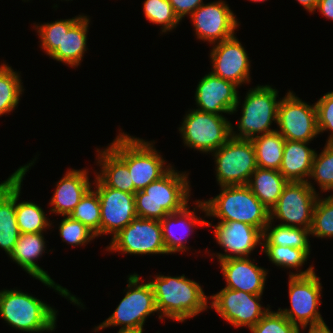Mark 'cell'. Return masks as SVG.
<instances>
[{"label":"cell","instance_id":"obj_1","mask_svg":"<svg viewBox=\"0 0 333 333\" xmlns=\"http://www.w3.org/2000/svg\"><path fill=\"white\" fill-rule=\"evenodd\" d=\"M155 297L159 319L165 317L178 322L197 316L208 306L202 286L194 280L182 276L157 275L149 281ZM164 316V317H163Z\"/></svg>","mask_w":333,"mask_h":333},{"label":"cell","instance_id":"obj_5","mask_svg":"<svg viewBox=\"0 0 333 333\" xmlns=\"http://www.w3.org/2000/svg\"><path fill=\"white\" fill-rule=\"evenodd\" d=\"M57 312L47 303L21 290L0 291V317L19 331H54Z\"/></svg>","mask_w":333,"mask_h":333},{"label":"cell","instance_id":"obj_35","mask_svg":"<svg viewBox=\"0 0 333 333\" xmlns=\"http://www.w3.org/2000/svg\"><path fill=\"white\" fill-rule=\"evenodd\" d=\"M143 11L149 22L162 26L163 33L172 31L181 21L175 14L169 0H145Z\"/></svg>","mask_w":333,"mask_h":333},{"label":"cell","instance_id":"obj_16","mask_svg":"<svg viewBox=\"0 0 333 333\" xmlns=\"http://www.w3.org/2000/svg\"><path fill=\"white\" fill-rule=\"evenodd\" d=\"M195 35L210 44L220 43L234 36L239 26L236 15L225 1L202 4L191 15Z\"/></svg>","mask_w":333,"mask_h":333},{"label":"cell","instance_id":"obj_46","mask_svg":"<svg viewBox=\"0 0 333 333\" xmlns=\"http://www.w3.org/2000/svg\"><path fill=\"white\" fill-rule=\"evenodd\" d=\"M117 333H143L140 331H118Z\"/></svg>","mask_w":333,"mask_h":333},{"label":"cell","instance_id":"obj_14","mask_svg":"<svg viewBox=\"0 0 333 333\" xmlns=\"http://www.w3.org/2000/svg\"><path fill=\"white\" fill-rule=\"evenodd\" d=\"M262 294L253 295L242 290L222 288L211 295V309H214L226 322L234 327L251 329L269 311V307L261 306Z\"/></svg>","mask_w":333,"mask_h":333},{"label":"cell","instance_id":"obj_22","mask_svg":"<svg viewBox=\"0 0 333 333\" xmlns=\"http://www.w3.org/2000/svg\"><path fill=\"white\" fill-rule=\"evenodd\" d=\"M247 258H230L219 261L226 286L232 290L258 295L263 294L267 270Z\"/></svg>","mask_w":333,"mask_h":333},{"label":"cell","instance_id":"obj_9","mask_svg":"<svg viewBox=\"0 0 333 333\" xmlns=\"http://www.w3.org/2000/svg\"><path fill=\"white\" fill-rule=\"evenodd\" d=\"M231 125L224 115L190 109L178 129L185 146L212 153L232 137Z\"/></svg>","mask_w":333,"mask_h":333},{"label":"cell","instance_id":"obj_6","mask_svg":"<svg viewBox=\"0 0 333 333\" xmlns=\"http://www.w3.org/2000/svg\"><path fill=\"white\" fill-rule=\"evenodd\" d=\"M298 272L289 274L290 309L279 308L278 311L292 324L305 330L310 324L324 321L318 309L322 303L320 302L322 285L313 265Z\"/></svg>","mask_w":333,"mask_h":333},{"label":"cell","instance_id":"obj_29","mask_svg":"<svg viewBox=\"0 0 333 333\" xmlns=\"http://www.w3.org/2000/svg\"><path fill=\"white\" fill-rule=\"evenodd\" d=\"M288 181L278 171L257 167L247 186L269 210L277 203Z\"/></svg>","mask_w":333,"mask_h":333},{"label":"cell","instance_id":"obj_17","mask_svg":"<svg viewBox=\"0 0 333 333\" xmlns=\"http://www.w3.org/2000/svg\"><path fill=\"white\" fill-rule=\"evenodd\" d=\"M45 241L43 232L40 233H21L13 251L9 255L10 259L16 262L22 269H24L29 275L38 279L45 286L52 287L55 292L60 293L63 297L73 302L75 305L83 307V303L72 295L68 289L63 288L61 285L55 283L48 275L47 271H44L35 260L45 253ZM81 304V305H80Z\"/></svg>","mask_w":333,"mask_h":333},{"label":"cell","instance_id":"obj_3","mask_svg":"<svg viewBox=\"0 0 333 333\" xmlns=\"http://www.w3.org/2000/svg\"><path fill=\"white\" fill-rule=\"evenodd\" d=\"M118 134L108 147L128 166L136 191L143 190L172 168L165 167L166 162L154 147V141L146 142L124 132Z\"/></svg>","mask_w":333,"mask_h":333},{"label":"cell","instance_id":"obj_2","mask_svg":"<svg viewBox=\"0 0 333 333\" xmlns=\"http://www.w3.org/2000/svg\"><path fill=\"white\" fill-rule=\"evenodd\" d=\"M174 167L135 196L137 217L161 221L167 214L183 210L189 202L190 184L186 172Z\"/></svg>","mask_w":333,"mask_h":333},{"label":"cell","instance_id":"obj_18","mask_svg":"<svg viewBox=\"0 0 333 333\" xmlns=\"http://www.w3.org/2000/svg\"><path fill=\"white\" fill-rule=\"evenodd\" d=\"M215 45V46H214ZM210 52L212 73L238 87L250 82V59L241 42L233 37L214 44Z\"/></svg>","mask_w":333,"mask_h":333},{"label":"cell","instance_id":"obj_31","mask_svg":"<svg viewBox=\"0 0 333 333\" xmlns=\"http://www.w3.org/2000/svg\"><path fill=\"white\" fill-rule=\"evenodd\" d=\"M272 221L266 225L263 232L262 245H278L299 249H310V230L301 227H290L283 225L272 226Z\"/></svg>","mask_w":333,"mask_h":333},{"label":"cell","instance_id":"obj_11","mask_svg":"<svg viewBox=\"0 0 333 333\" xmlns=\"http://www.w3.org/2000/svg\"><path fill=\"white\" fill-rule=\"evenodd\" d=\"M318 195L311 181L288 182L270 209V221L277 218L281 220L280 225L310 230Z\"/></svg>","mask_w":333,"mask_h":333},{"label":"cell","instance_id":"obj_42","mask_svg":"<svg viewBox=\"0 0 333 333\" xmlns=\"http://www.w3.org/2000/svg\"><path fill=\"white\" fill-rule=\"evenodd\" d=\"M175 14L182 20L186 15H191L203 4V0H169Z\"/></svg>","mask_w":333,"mask_h":333},{"label":"cell","instance_id":"obj_30","mask_svg":"<svg viewBox=\"0 0 333 333\" xmlns=\"http://www.w3.org/2000/svg\"><path fill=\"white\" fill-rule=\"evenodd\" d=\"M259 168L278 170L280 168L285 138L276 130L251 139Z\"/></svg>","mask_w":333,"mask_h":333},{"label":"cell","instance_id":"obj_47","mask_svg":"<svg viewBox=\"0 0 333 333\" xmlns=\"http://www.w3.org/2000/svg\"><path fill=\"white\" fill-rule=\"evenodd\" d=\"M250 1H252V2H264L266 0H250Z\"/></svg>","mask_w":333,"mask_h":333},{"label":"cell","instance_id":"obj_33","mask_svg":"<svg viewBox=\"0 0 333 333\" xmlns=\"http://www.w3.org/2000/svg\"><path fill=\"white\" fill-rule=\"evenodd\" d=\"M101 206L97 191L91 188L81 198L75 209L69 214L89 228L96 237L100 236Z\"/></svg>","mask_w":333,"mask_h":333},{"label":"cell","instance_id":"obj_38","mask_svg":"<svg viewBox=\"0 0 333 333\" xmlns=\"http://www.w3.org/2000/svg\"><path fill=\"white\" fill-rule=\"evenodd\" d=\"M58 229L62 240L72 247L83 246L96 238L89 228L69 216H63Z\"/></svg>","mask_w":333,"mask_h":333},{"label":"cell","instance_id":"obj_13","mask_svg":"<svg viewBox=\"0 0 333 333\" xmlns=\"http://www.w3.org/2000/svg\"><path fill=\"white\" fill-rule=\"evenodd\" d=\"M276 124L285 140L311 142L319 135L315 104H307L290 90L280 98Z\"/></svg>","mask_w":333,"mask_h":333},{"label":"cell","instance_id":"obj_28","mask_svg":"<svg viewBox=\"0 0 333 333\" xmlns=\"http://www.w3.org/2000/svg\"><path fill=\"white\" fill-rule=\"evenodd\" d=\"M97 165L101 170L96 176L107 186L123 192L135 194L137 191L131 182L128 166L109 148H97Z\"/></svg>","mask_w":333,"mask_h":333},{"label":"cell","instance_id":"obj_41","mask_svg":"<svg viewBox=\"0 0 333 333\" xmlns=\"http://www.w3.org/2000/svg\"><path fill=\"white\" fill-rule=\"evenodd\" d=\"M319 134L330 131L326 142L333 143V91L325 93L316 103Z\"/></svg>","mask_w":333,"mask_h":333},{"label":"cell","instance_id":"obj_4","mask_svg":"<svg viewBox=\"0 0 333 333\" xmlns=\"http://www.w3.org/2000/svg\"><path fill=\"white\" fill-rule=\"evenodd\" d=\"M219 195L204 200L207 216L220 221H239L264 232L270 220V210L247 185L221 186Z\"/></svg>","mask_w":333,"mask_h":333},{"label":"cell","instance_id":"obj_36","mask_svg":"<svg viewBox=\"0 0 333 333\" xmlns=\"http://www.w3.org/2000/svg\"><path fill=\"white\" fill-rule=\"evenodd\" d=\"M318 197L314 211L310 234L318 238L333 237V194L326 198Z\"/></svg>","mask_w":333,"mask_h":333},{"label":"cell","instance_id":"obj_27","mask_svg":"<svg viewBox=\"0 0 333 333\" xmlns=\"http://www.w3.org/2000/svg\"><path fill=\"white\" fill-rule=\"evenodd\" d=\"M308 143L285 141L279 172L288 182H308V179H310L316 151L306 146Z\"/></svg>","mask_w":333,"mask_h":333},{"label":"cell","instance_id":"obj_12","mask_svg":"<svg viewBox=\"0 0 333 333\" xmlns=\"http://www.w3.org/2000/svg\"><path fill=\"white\" fill-rule=\"evenodd\" d=\"M107 251L130 255L168 254L163 242L162 225L158 220L136 217L116 234Z\"/></svg>","mask_w":333,"mask_h":333},{"label":"cell","instance_id":"obj_32","mask_svg":"<svg viewBox=\"0 0 333 333\" xmlns=\"http://www.w3.org/2000/svg\"><path fill=\"white\" fill-rule=\"evenodd\" d=\"M19 72L8 64L0 65V116L9 114L17 108L24 91Z\"/></svg>","mask_w":333,"mask_h":333},{"label":"cell","instance_id":"obj_23","mask_svg":"<svg viewBox=\"0 0 333 333\" xmlns=\"http://www.w3.org/2000/svg\"><path fill=\"white\" fill-rule=\"evenodd\" d=\"M90 19L79 15L71 19H63V39L57 49L50 55L56 61L78 67L87 51V32Z\"/></svg>","mask_w":333,"mask_h":333},{"label":"cell","instance_id":"obj_10","mask_svg":"<svg viewBox=\"0 0 333 333\" xmlns=\"http://www.w3.org/2000/svg\"><path fill=\"white\" fill-rule=\"evenodd\" d=\"M215 157V170L218 185H247L256 170V155L253 143L248 139L231 137L218 150Z\"/></svg>","mask_w":333,"mask_h":333},{"label":"cell","instance_id":"obj_43","mask_svg":"<svg viewBox=\"0 0 333 333\" xmlns=\"http://www.w3.org/2000/svg\"><path fill=\"white\" fill-rule=\"evenodd\" d=\"M316 10H319L323 16L333 21V0H318Z\"/></svg>","mask_w":333,"mask_h":333},{"label":"cell","instance_id":"obj_24","mask_svg":"<svg viewBox=\"0 0 333 333\" xmlns=\"http://www.w3.org/2000/svg\"><path fill=\"white\" fill-rule=\"evenodd\" d=\"M88 169H70L56 183V189L50 200V212L69 216L85 193L92 188L89 182Z\"/></svg>","mask_w":333,"mask_h":333},{"label":"cell","instance_id":"obj_34","mask_svg":"<svg viewBox=\"0 0 333 333\" xmlns=\"http://www.w3.org/2000/svg\"><path fill=\"white\" fill-rule=\"evenodd\" d=\"M269 261L282 268L298 269L308 260L310 249H299L278 245H261Z\"/></svg>","mask_w":333,"mask_h":333},{"label":"cell","instance_id":"obj_45","mask_svg":"<svg viewBox=\"0 0 333 333\" xmlns=\"http://www.w3.org/2000/svg\"><path fill=\"white\" fill-rule=\"evenodd\" d=\"M299 4H301L304 9H306L309 13L315 12L316 7L318 5V0H296Z\"/></svg>","mask_w":333,"mask_h":333},{"label":"cell","instance_id":"obj_40","mask_svg":"<svg viewBox=\"0 0 333 333\" xmlns=\"http://www.w3.org/2000/svg\"><path fill=\"white\" fill-rule=\"evenodd\" d=\"M40 38L41 48L47 55H51L61 44L63 39V19L55 22L35 25Z\"/></svg>","mask_w":333,"mask_h":333},{"label":"cell","instance_id":"obj_19","mask_svg":"<svg viewBox=\"0 0 333 333\" xmlns=\"http://www.w3.org/2000/svg\"><path fill=\"white\" fill-rule=\"evenodd\" d=\"M195 91L197 110L223 115L233 114L240 103L238 86L209 72L198 82Z\"/></svg>","mask_w":333,"mask_h":333},{"label":"cell","instance_id":"obj_21","mask_svg":"<svg viewBox=\"0 0 333 333\" xmlns=\"http://www.w3.org/2000/svg\"><path fill=\"white\" fill-rule=\"evenodd\" d=\"M195 202V206L197 207L193 208L194 211H190L189 206L187 205L179 212L167 214L160 221L162 225L163 242L168 254L183 252L189 249L185 244V242L187 243L185 238L188 237L191 232H194L192 230L195 225L212 226L208 220H201L197 217V214L195 215V209L198 208L205 213V217L207 216L204 202L199 200ZM178 231L183 232L184 236H179Z\"/></svg>","mask_w":333,"mask_h":333},{"label":"cell","instance_id":"obj_15","mask_svg":"<svg viewBox=\"0 0 333 333\" xmlns=\"http://www.w3.org/2000/svg\"><path fill=\"white\" fill-rule=\"evenodd\" d=\"M94 181L101 206L100 236L113 234V238L137 217L135 196L107 187L97 176Z\"/></svg>","mask_w":333,"mask_h":333},{"label":"cell","instance_id":"obj_39","mask_svg":"<svg viewBox=\"0 0 333 333\" xmlns=\"http://www.w3.org/2000/svg\"><path fill=\"white\" fill-rule=\"evenodd\" d=\"M298 328L279 311L269 309L250 331L252 333H298Z\"/></svg>","mask_w":333,"mask_h":333},{"label":"cell","instance_id":"obj_8","mask_svg":"<svg viewBox=\"0 0 333 333\" xmlns=\"http://www.w3.org/2000/svg\"><path fill=\"white\" fill-rule=\"evenodd\" d=\"M242 103V115L238 122V132L231 125V136L237 139L251 140L256 136L271 133L273 121L277 123L279 101L278 91L270 85H257L250 88ZM237 132V133H236ZM257 134V135H256Z\"/></svg>","mask_w":333,"mask_h":333},{"label":"cell","instance_id":"obj_26","mask_svg":"<svg viewBox=\"0 0 333 333\" xmlns=\"http://www.w3.org/2000/svg\"><path fill=\"white\" fill-rule=\"evenodd\" d=\"M34 162L33 159L31 163L20 166L15 171V212L20 233H40L52 226L42 207L28 201L17 202L21 193L23 178Z\"/></svg>","mask_w":333,"mask_h":333},{"label":"cell","instance_id":"obj_25","mask_svg":"<svg viewBox=\"0 0 333 333\" xmlns=\"http://www.w3.org/2000/svg\"><path fill=\"white\" fill-rule=\"evenodd\" d=\"M15 212V172L0 183V248L9 256L20 236Z\"/></svg>","mask_w":333,"mask_h":333},{"label":"cell","instance_id":"obj_7","mask_svg":"<svg viewBox=\"0 0 333 333\" xmlns=\"http://www.w3.org/2000/svg\"><path fill=\"white\" fill-rule=\"evenodd\" d=\"M127 292L115 311L94 331L110 326H122L119 331L143 332L146 318L157 312L154 292L150 282L140 283V276L136 273L128 276Z\"/></svg>","mask_w":333,"mask_h":333},{"label":"cell","instance_id":"obj_20","mask_svg":"<svg viewBox=\"0 0 333 333\" xmlns=\"http://www.w3.org/2000/svg\"><path fill=\"white\" fill-rule=\"evenodd\" d=\"M214 227V236L225 253H217L219 261L230 258H247L258 244L262 245L263 232L239 221H220ZM230 253V254H228Z\"/></svg>","mask_w":333,"mask_h":333},{"label":"cell","instance_id":"obj_37","mask_svg":"<svg viewBox=\"0 0 333 333\" xmlns=\"http://www.w3.org/2000/svg\"><path fill=\"white\" fill-rule=\"evenodd\" d=\"M310 177L317 181L321 192L333 191V143L326 142L321 153L315 152Z\"/></svg>","mask_w":333,"mask_h":333},{"label":"cell","instance_id":"obj_44","mask_svg":"<svg viewBox=\"0 0 333 333\" xmlns=\"http://www.w3.org/2000/svg\"><path fill=\"white\" fill-rule=\"evenodd\" d=\"M300 329L299 327L298 333H300ZM308 330V333H333L324 321L318 324H310Z\"/></svg>","mask_w":333,"mask_h":333}]
</instances>
